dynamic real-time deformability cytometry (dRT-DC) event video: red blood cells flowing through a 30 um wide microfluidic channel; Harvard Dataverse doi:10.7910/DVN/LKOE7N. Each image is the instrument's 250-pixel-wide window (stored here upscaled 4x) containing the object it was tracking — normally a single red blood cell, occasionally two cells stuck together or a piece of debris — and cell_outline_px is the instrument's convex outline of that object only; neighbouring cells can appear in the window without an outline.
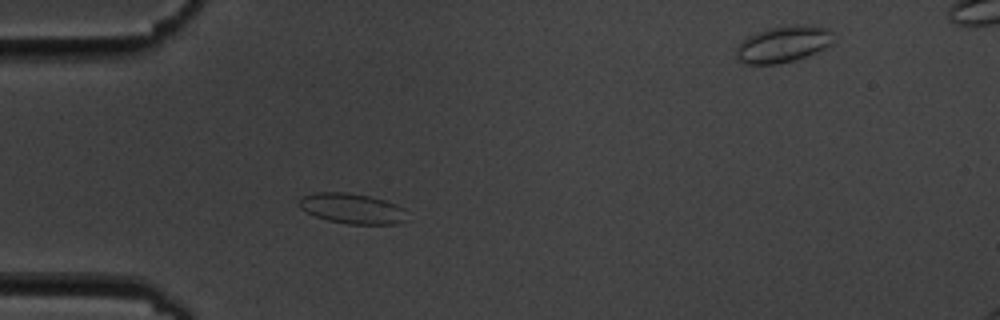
{"species": "common noctule bat (a hibernating species)", "species_latin": "Nyctalus noctula", "temperature_condition": "cold", "stored_images_in_passage": 2, "segment_of_instrument_passage": [1, 2], "camera_frame_rate_fps": 3000, "um_per_image_px": 0.085, "animal": {"sex": "male", "body_mass_g": 19.5, "forearm_length_mm": 54.6}, "frame": {"image": 1, "passage_image": 1, "time_ms": 0.0, "image_size_px": [1000, 320], "cell_outline_px": [[412, 220], [400, 224], [348, 224], [328, 220], [316, 216], [300, 208], [300, 200], [304, 196], [316, 192], [348, 192], [368, 196], [384, 200], [396, 204], [404, 208]], "centroid_in_image_um": [30.05, 17.74], "position_along_channel_um": 54.9, "area_um2": 19.25}}